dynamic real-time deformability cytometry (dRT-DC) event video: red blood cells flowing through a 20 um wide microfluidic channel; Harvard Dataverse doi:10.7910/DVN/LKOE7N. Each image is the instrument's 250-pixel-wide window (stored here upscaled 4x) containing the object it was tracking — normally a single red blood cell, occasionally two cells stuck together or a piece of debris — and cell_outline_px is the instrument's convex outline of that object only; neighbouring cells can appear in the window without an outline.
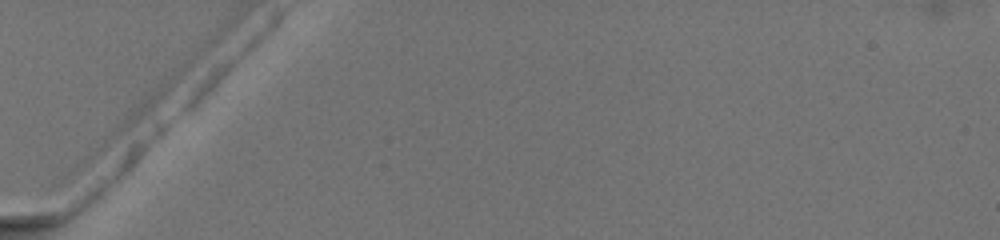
{"species": "common noctule bat (a hibernating species)", "species_latin": "Nyctalus noctula", "temperature_condition": "warm", "stored_images_in_passage": 2, "camera_frame_rate_fps": 3000, "um_per_image_px": 0.085, "animal": {"sex": "female", "body_mass_g": 19.5, "forearm_length_mm": 54.1}, "frame": {"image": 1, "passage_image": 1, "time_ms": 0.0, "image_size_px": [1000, 240], "cell_outline_px": [[184, 72], [172, 88], [168, 92], [72, 180], [68, 180], [64, 176], [68, 168], [76, 160], [180, 68], [184, 68]], "centroid_in_image_um": [10.34, 10.79], "position_along_channel_um": 74.7, "area_um2": 12.14}}